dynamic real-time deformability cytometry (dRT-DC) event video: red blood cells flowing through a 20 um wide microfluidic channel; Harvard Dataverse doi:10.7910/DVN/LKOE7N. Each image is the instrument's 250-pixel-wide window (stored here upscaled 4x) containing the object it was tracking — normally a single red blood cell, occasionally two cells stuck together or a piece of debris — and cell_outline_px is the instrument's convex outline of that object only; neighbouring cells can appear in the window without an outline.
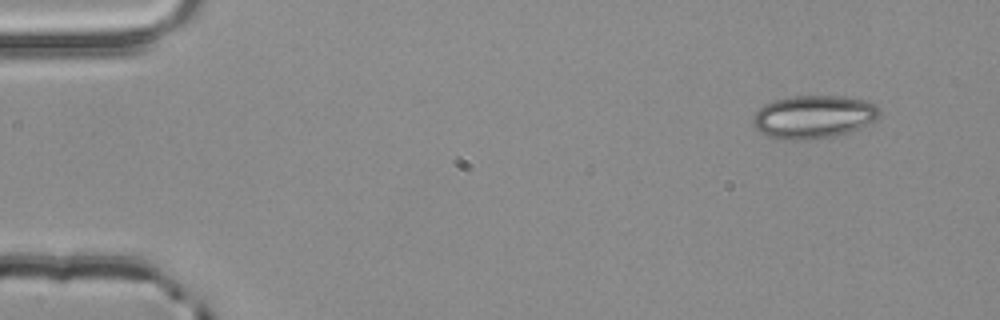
{"species": "common noctule bat (a hibernating species)", "species_latin": "Nyctalus noctula", "temperature_condition": "room temperature", "stored_images_in_passage": 5, "camera_frame_rate_fps": 3000, "um_per_image_px": 0.085, "animal": {"sex": "male", "body_mass_g": 20.4}, "frame": {"image": 1, "passage_image": 1, "time_ms": 0.0, "image_size_px": [1000, 320], "cell_outline_px": [[880, 116], [868, 124], [860, 128], [836, 136], [804, 140], [784, 140], [768, 136], [760, 132], [756, 128], [752, 120], [752, 116], [764, 104], [772, 100], [792, 96], [840, 96], [864, 100], [876, 104], [880, 108]], "centroid_in_image_um": [69.15, 9.93], "position_along_channel_um": 15.9, "area_um2": 31.96}}
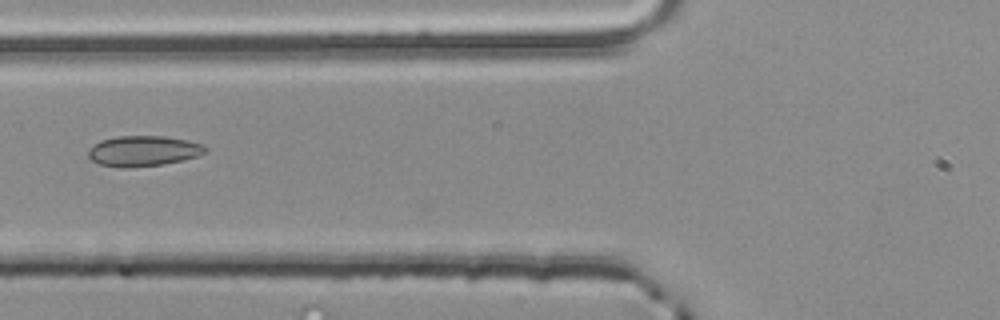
{"frame": {"image": 2, "passage_image": 5, "time_ms": 1.333, "image_size_px": [1000, 320], "cell_outline_px": [[208, 148], [204, 152], [196, 156], [180, 160], [160, 164], [128, 168], [100, 164], [92, 160], [88, 156], [88, 148], [92, 144], [100, 140], [120, 136], [164, 136], [188, 140], [204, 144]], "centroid_in_image_um": [12.15, 12.81], "position_along_channel_um": 113.6, "area_um2": 20.63}}